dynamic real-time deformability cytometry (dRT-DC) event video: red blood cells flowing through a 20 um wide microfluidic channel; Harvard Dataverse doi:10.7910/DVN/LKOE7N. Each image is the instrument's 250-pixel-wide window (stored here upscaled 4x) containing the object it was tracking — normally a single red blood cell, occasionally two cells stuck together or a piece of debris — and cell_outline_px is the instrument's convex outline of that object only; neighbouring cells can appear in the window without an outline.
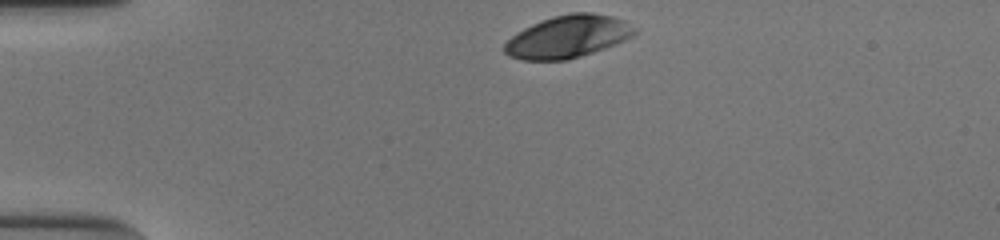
{"species": "human", "species_latin": "Homo sapiens", "temperature_condition": "cold", "stored_images_in_passage": 33, "camera_frame_rate_fps": 3000, "um_per_image_px": 0.085, "donor": {"sex": "male"}, "frame": {"image": 1, "passage_image": 1, "time_ms": 0.0, "image_size_px": [1000, 240], "cell_outline_px": [[636, 32], [632, 36], [616, 44], [568, 60], [520, 60], [508, 56], [504, 52], [504, 44], [512, 36], [524, 28], [532, 24], [552, 16], [572, 12], [588, 12], [612, 16], [636, 28]], "centroid_in_image_um": [48.23, 3.12], "position_along_channel_um": 36.8, "area_um2": 31.91}}
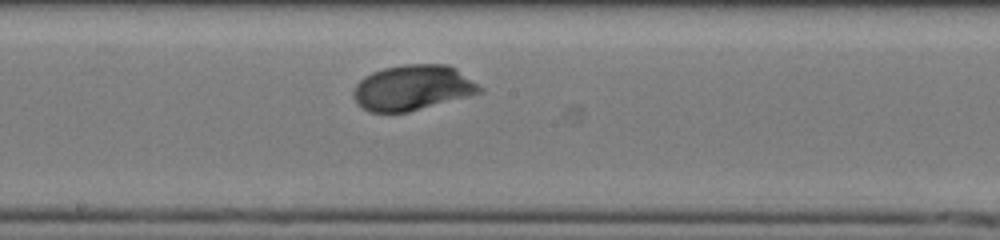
{"frame": {"image": 2, "passage_image": 19, "time_ms": 6.0, "image_size_px": [1000, 240], "cell_outline_px": [[484, 92], [408, 112], [368, 112], [356, 104], [352, 96], [352, 92], [356, 84], [364, 76], [372, 72], [384, 68], [404, 64], [448, 64], [456, 68], [484, 88]], "centroid_in_image_um": [35.06, 7.45], "position_along_channel_um": 213.1, "area_um2": 33.64}}
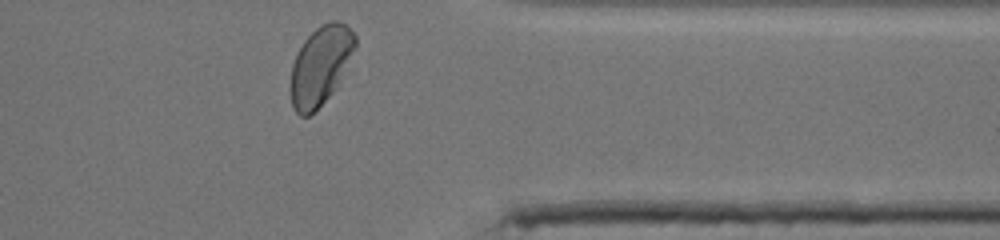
{"frame": {"image": 3, "passage_image": 33, "time_ms": 10.667, "image_size_px": [1000, 240], "cell_outline_px": [[356, 48], [332, 92], [308, 116], [300, 116], [296, 112], [292, 104], [288, 88], [292, 64], [304, 40], [320, 24], [332, 20], [336, 20], [344, 24], [356, 36]], "centroid_in_image_um": [27.2, 5.56], "position_along_channel_um": 384.2, "area_um2": 29.3}, "authors_computed_cell_mechanics": {"area_um2": 31.9056, "velocity_mm_per_s": 3.8074, "shape_relaxation_time_tau1_ms": 2.8293, "shape_relaxation_time_tau2_ms": null, "deformation_change_tau1": 0.1331, "deformation_change_tau2": null}}